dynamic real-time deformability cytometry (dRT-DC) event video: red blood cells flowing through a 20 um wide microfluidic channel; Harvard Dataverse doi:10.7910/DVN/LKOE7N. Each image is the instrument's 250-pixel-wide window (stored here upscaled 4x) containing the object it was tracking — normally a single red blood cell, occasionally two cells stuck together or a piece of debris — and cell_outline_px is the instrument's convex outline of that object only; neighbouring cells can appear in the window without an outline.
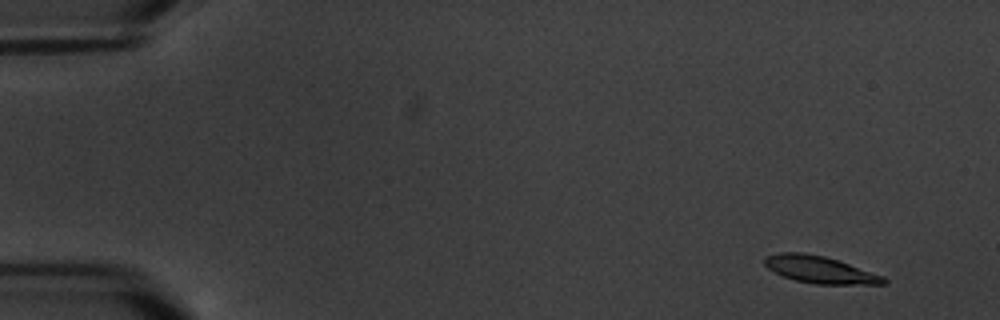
{"species": "common noctule bat (a hibernating species)", "species_latin": "Nyctalus noctula", "temperature_condition": "warm", "stored_images_in_passage": 5, "camera_frame_rate_fps": 3000, "um_per_image_px": 0.085, "animal": {"sex": "male", "body_mass_g": 20.1, "forearm_length_mm": 53.5}, "frame": {"image": 1, "passage_image": 1, "time_ms": 0.0, "image_size_px": [1000, 320], "cell_outline_px": [[888, 280], [884, 284], [816, 284], [796, 280], [784, 276], [768, 268], [764, 264], [764, 256], [780, 252], [804, 252], [824, 256], [884, 276]], "centroid_in_image_um": [69.67, 22.91], "position_along_channel_um": 15.3, "area_um2": 18.55}}
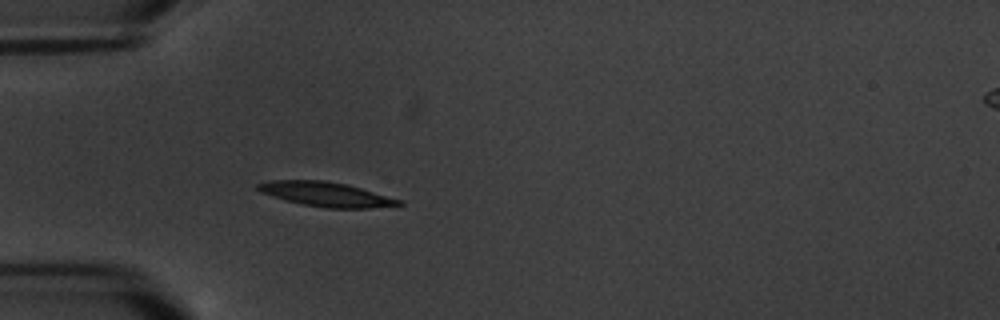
{"frame": {"image": 2, "passage_image": 5, "time_ms": 4.667, "image_size_px": [1000, 320], "cell_outline_px": [[404, 204], [368, 208], [328, 208], [304, 204], [284, 200], [260, 192], [256, 188], [256, 184], [272, 180], [324, 180], [348, 184], [404, 200]], "centroid_in_image_um": [27.74, 16.5], "position_along_channel_um": 57.3, "area_um2": 20.17}}